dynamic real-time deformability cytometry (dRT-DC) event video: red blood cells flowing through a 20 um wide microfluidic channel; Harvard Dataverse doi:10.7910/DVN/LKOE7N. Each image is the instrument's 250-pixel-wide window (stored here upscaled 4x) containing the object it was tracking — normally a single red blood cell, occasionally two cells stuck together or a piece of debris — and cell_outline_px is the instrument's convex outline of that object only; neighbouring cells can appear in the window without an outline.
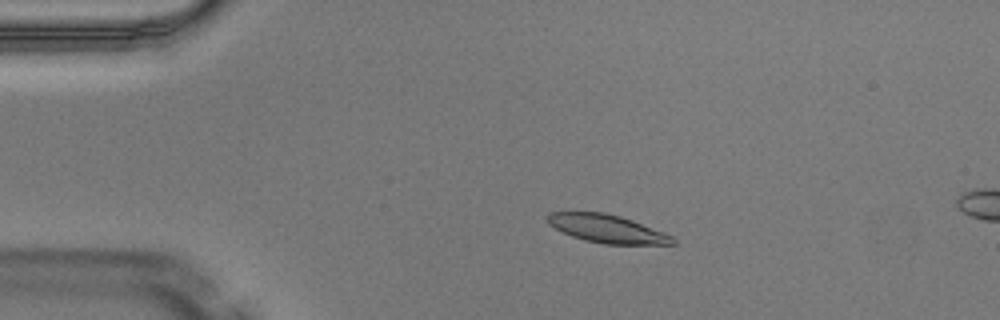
{"species": "Egyptian fruit bat (a non-hibernating species)", "species_latin": "Rousettus aegyptiacus", "temperature_condition": "warm", "stored_images_in_passage": 5, "camera_frame_rate_fps": 3000, "um_per_image_px": 0.085, "animal": {"sex": "male"}, "frame": {"image": 1, "passage_image": 3, "time_ms": 0.667, "image_size_px": [1000, 320], "cell_outline_px": [[676, 244], [604, 244], [584, 240], [572, 236], [548, 224], [548, 212], [604, 212], [620, 216], [632, 220], [672, 236], [676, 240]], "centroid_in_image_um": [51.6, 19.44], "position_along_channel_um": 33.4, "area_um2": 20.23}}